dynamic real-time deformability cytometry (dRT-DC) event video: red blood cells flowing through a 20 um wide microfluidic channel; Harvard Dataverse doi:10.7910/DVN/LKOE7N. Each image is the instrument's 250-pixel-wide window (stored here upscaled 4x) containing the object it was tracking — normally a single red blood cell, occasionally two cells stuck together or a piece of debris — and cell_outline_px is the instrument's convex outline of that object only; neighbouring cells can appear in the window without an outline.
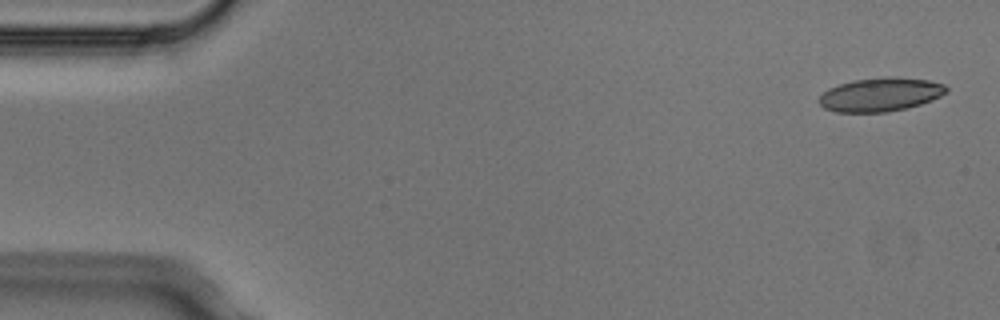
{"species": "Egyptian fruit bat (a non-hibernating species)", "species_latin": "Rousettus aegyptiacus", "temperature_condition": "cold", "stored_images_in_passage": 5, "camera_frame_rate_fps": 3000, "um_per_image_px": 0.085, "animal": {"sex": "male"}, "frame": {"image": 1, "passage_image": 1, "time_ms": 0.0, "image_size_px": [1000, 320], "cell_outline_px": [[948, 92], [932, 100], [920, 104], [888, 112], [836, 112], [824, 108], [820, 104], [820, 96], [828, 88], [840, 84], [856, 80], [884, 76], [896, 76], [928, 80], [944, 84], [948, 88]], "centroid_in_image_um": [74.86, 8.02], "position_along_channel_um": 10.1, "area_um2": 24.97}}
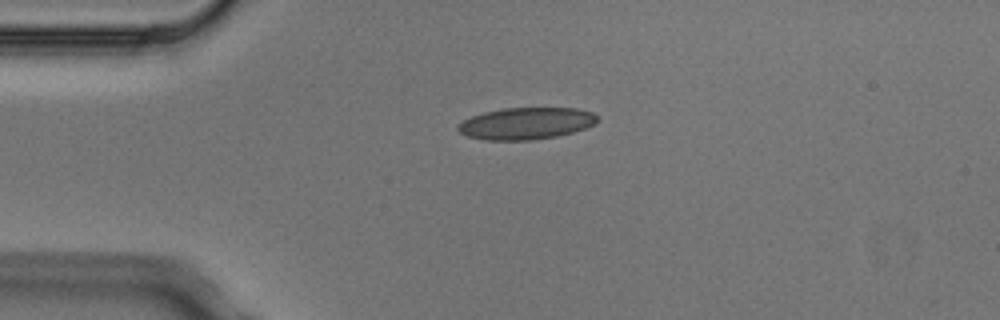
{"frame": {"image": 2, "passage_image": 4, "time_ms": 1.0, "image_size_px": [1000, 320], "cell_outline_px": [[600, 120], [596, 124], [572, 132], [556, 136], [532, 140], [484, 140], [468, 136], [460, 132], [456, 128], [464, 120], [472, 116], [484, 112], [504, 108], [576, 108], [592, 112]], "centroid_in_image_um": [44.74, 10.49], "position_along_channel_um": 40.3, "area_um2": 25.78}}